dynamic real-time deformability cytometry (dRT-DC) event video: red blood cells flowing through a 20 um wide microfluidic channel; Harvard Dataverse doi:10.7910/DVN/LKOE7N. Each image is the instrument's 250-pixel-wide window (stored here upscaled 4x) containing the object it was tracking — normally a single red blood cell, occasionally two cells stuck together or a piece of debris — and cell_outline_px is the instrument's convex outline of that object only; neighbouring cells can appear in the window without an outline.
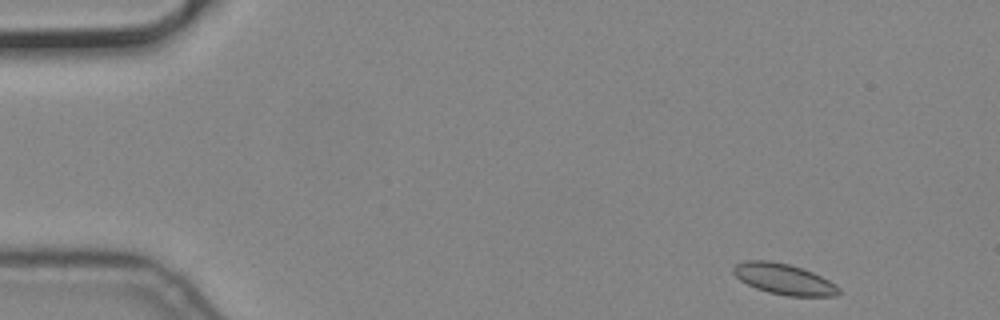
{"species": "common noctule bat (a hibernating species)", "species_latin": "Nyctalus noctula", "temperature_condition": "cold", "stored_images_in_passage": 52, "camera_frame_rate_fps": 3000, "um_per_image_px": 0.085, "animal": {"sex": "male", "body_mass_g": 19.2, "forearm_length_mm": 51.8}, "frame": {"image": 1, "passage_image": 1, "time_ms": 0.0, "image_size_px": [1000, 320], "cell_outline_px": [[840, 292], [836, 296], [788, 296], [768, 292], [756, 288], [740, 280], [732, 272], [732, 268], [736, 264], [744, 260], [768, 260], [788, 264], [812, 272], [836, 284], [840, 288]], "centroid_in_image_um": [66.62, 23.72], "position_along_channel_um": 18.4, "area_um2": 18.84}}
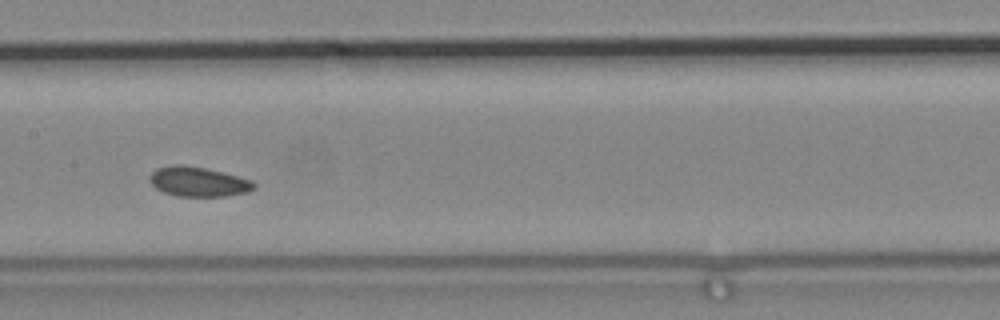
{"frame": {"image": 2, "passage_image": 24, "time_ms": 7.667, "image_size_px": [1000, 320], "cell_outline_px": [[256, 188], [248, 192], [224, 196], [176, 196], [164, 192], [156, 188], [148, 180], [148, 176], [156, 168], [172, 164], [180, 164], [204, 168], [252, 180], [256, 184]], "centroid_in_image_um": [16.82, 15.44], "position_along_channel_um": 190.6, "area_um2": 18.03}}
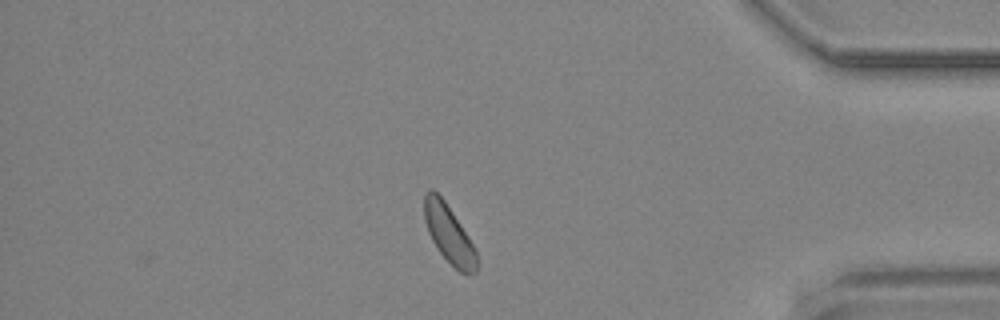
{"frame": {"image": 3, "passage_image": 44, "time_ms": 14.333, "image_size_px": [1000, 320], "cell_outline_px": [[476, 272], [468, 276], [460, 272], [436, 248], [428, 232], [424, 220], [424, 196], [428, 188], [432, 188], [444, 200], [468, 236], [476, 252]], "centroid_in_image_um": [38.13, 19.88], "position_along_channel_um": 397.1, "area_um2": 17.46}}